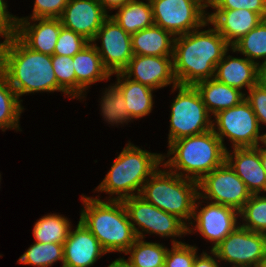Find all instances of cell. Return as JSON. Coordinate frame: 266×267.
<instances>
[{
    "label": "cell",
    "mask_w": 266,
    "mask_h": 267,
    "mask_svg": "<svg viewBox=\"0 0 266 267\" xmlns=\"http://www.w3.org/2000/svg\"><path fill=\"white\" fill-rule=\"evenodd\" d=\"M0 73L18 98L34 92H64L52 67V56L27 47L14 33L0 43Z\"/></svg>",
    "instance_id": "6da1fadb"
},
{
    "label": "cell",
    "mask_w": 266,
    "mask_h": 267,
    "mask_svg": "<svg viewBox=\"0 0 266 267\" xmlns=\"http://www.w3.org/2000/svg\"><path fill=\"white\" fill-rule=\"evenodd\" d=\"M200 29L174 39L173 71L178 85L194 86L213 78L216 65L231 48L215 27Z\"/></svg>",
    "instance_id": "7a4b0ae2"
},
{
    "label": "cell",
    "mask_w": 266,
    "mask_h": 267,
    "mask_svg": "<svg viewBox=\"0 0 266 267\" xmlns=\"http://www.w3.org/2000/svg\"><path fill=\"white\" fill-rule=\"evenodd\" d=\"M83 209L80 220L98 239L106 253H125L136 240L123 201L86 197L82 194Z\"/></svg>",
    "instance_id": "3957f363"
},
{
    "label": "cell",
    "mask_w": 266,
    "mask_h": 267,
    "mask_svg": "<svg viewBox=\"0 0 266 267\" xmlns=\"http://www.w3.org/2000/svg\"><path fill=\"white\" fill-rule=\"evenodd\" d=\"M166 162L162 166L177 175L199 182L205 175L226 162L224 143L213 129L180 138L168 145ZM186 172V173H185Z\"/></svg>",
    "instance_id": "277c9868"
},
{
    "label": "cell",
    "mask_w": 266,
    "mask_h": 267,
    "mask_svg": "<svg viewBox=\"0 0 266 267\" xmlns=\"http://www.w3.org/2000/svg\"><path fill=\"white\" fill-rule=\"evenodd\" d=\"M165 156L142 150L129 141L95 190L117 195L113 198L109 196L108 200L123 201L135 194L140 195L144 183L161 166Z\"/></svg>",
    "instance_id": "5b68a950"
},
{
    "label": "cell",
    "mask_w": 266,
    "mask_h": 267,
    "mask_svg": "<svg viewBox=\"0 0 266 267\" xmlns=\"http://www.w3.org/2000/svg\"><path fill=\"white\" fill-rule=\"evenodd\" d=\"M198 192L197 181L158 168L144 183L140 196L155 207L177 216L187 226H192ZM187 220L190 221L188 224Z\"/></svg>",
    "instance_id": "8992f818"
},
{
    "label": "cell",
    "mask_w": 266,
    "mask_h": 267,
    "mask_svg": "<svg viewBox=\"0 0 266 267\" xmlns=\"http://www.w3.org/2000/svg\"><path fill=\"white\" fill-rule=\"evenodd\" d=\"M172 89V92L178 90V94L171 104L168 145L180 138L211 130L213 128L211 115L196 88L177 85Z\"/></svg>",
    "instance_id": "52a82bcc"
},
{
    "label": "cell",
    "mask_w": 266,
    "mask_h": 267,
    "mask_svg": "<svg viewBox=\"0 0 266 267\" xmlns=\"http://www.w3.org/2000/svg\"><path fill=\"white\" fill-rule=\"evenodd\" d=\"M123 203L136 237L144 239L145 234L150 233L161 237H172V244L182 243L176 241L174 237L185 236L187 225L177 216L155 207L140 195L126 198Z\"/></svg>",
    "instance_id": "ba28073f"
},
{
    "label": "cell",
    "mask_w": 266,
    "mask_h": 267,
    "mask_svg": "<svg viewBox=\"0 0 266 267\" xmlns=\"http://www.w3.org/2000/svg\"><path fill=\"white\" fill-rule=\"evenodd\" d=\"M213 117L212 129L222 143L224 137L229 138L233 148L257 147L260 142H265V134H260L257 117L245 99Z\"/></svg>",
    "instance_id": "9c48e42d"
},
{
    "label": "cell",
    "mask_w": 266,
    "mask_h": 267,
    "mask_svg": "<svg viewBox=\"0 0 266 267\" xmlns=\"http://www.w3.org/2000/svg\"><path fill=\"white\" fill-rule=\"evenodd\" d=\"M154 24L174 37L209 24L203 0H150Z\"/></svg>",
    "instance_id": "30bf717a"
},
{
    "label": "cell",
    "mask_w": 266,
    "mask_h": 267,
    "mask_svg": "<svg viewBox=\"0 0 266 267\" xmlns=\"http://www.w3.org/2000/svg\"><path fill=\"white\" fill-rule=\"evenodd\" d=\"M219 261L233 267H262L266 257V234L239 226L212 249Z\"/></svg>",
    "instance_id": "8fae6325"
},
{
    "label": "cell",
    "mask_w": 266,
    "mask_h": 267,
    "mask_svg": "<svg viewBox=\"0 0 266 267\" xmlns=\"http://www.w3.org/2000/svg\"><path fill=\"white\" fill-rule=\"evenodd\" d=\"M199 199L225 205L240 211L252 196L243 180L225 162L198 182ZM202 191V192H200Z\"/></svg>",
    "instance_id": "7c38bea8"
},
{
    "label": "cell",
    "mask_w": 266,
    "mask_h": 267,
    "mask_svg": "<svg viewBox=\"0 0 266 267\" xmlns=\"http://www.w3.org/2000/svg\"><path fill=\"white\" fill-rule=\"evenodd\" d=\"M197 200H199V195L195 201L192 217L196 224L195 226L193 224L194 228L187 226V234L198 231L206 240L213 242L212 250L239 226L237 222L239 211L213 202H208L199 210V204L202 206V203L200 200L198 203Z\"/></svg>",
    "instance_id": "4fadbf2b"
},
{
    "label": "cell",
    "mask_w": 266,
    "mask_h": 267,
    "mask_svg": "<svg viewBox=\"0 0 266 267\" xmlns=\"http://www.w3.org/2000/svg\"><path fill=\"white\" fill-rule=\"evenodd\" d=\"M98 39L101 40V48L96 45ZM91 43L111 75L121 72L133 57L131 34L125 32L110 16L103 22Z\"/></svg>",
    "instance_id": "5bb4252c"
},
{
    "label": "cell",
    "mask_w": 266,
    "mask_h": 267,
    "mask_svg": "<svg viewBox=\"0 0 266 267\" xmlns=\"http://www.w3.org/2000/svg\"><path fill=\"white\" fill-rule=\"evenodd\" d=\"M121 72L154 90L170 84H173L172 88L178 85L173 71V57L133 55Z\"/></svg>",
    "instance_id": "9a60e30c"
},
{
    "label": "cell",
    "mask_w": 266,
    "mask_h": 267,
    "mask_svg": "<svg viewBox=\"0 0 266 267\" xmlns=\"http://www.w3.org/2000/svg\"><path fill=\"white\" fill-rule=\"evenodd\" d=\"M98 0H69L60 17L62 26L92 42L110 16Z\"/></svg>",
    "instance_id": "2e32d148"
},
{
    "label": "cell",
    "mask_w": 266,
    "mask_h": 267,
    "mask_svg": "<svg viewBox=\"0 0 266 267\" xmlns=\"http://www.w3.org/2000/svg\"><path fill=\"white\" fill-rule=\"evenodd\" d=\"M61 27L60 18L16 19L14 34L31 50L52 56Z\"/></svg>",
    "instance_id": "e0dca14e"
},
{
    "label": "cell",
    "mask_w": 266,
    "mask_h": 267,
    "mask_svg": "<svg viewBox=\"0 0 266 267\" xmlns=\"http://www.w3.org/2000/svg\"><path fill=\"white\" fill-rule=\"evenodd\" d=\"M64 246L62 267H91L106 254L98 239L78 221L76 229H70Z\"/></svg>",
    "instance_id": "ac0fdd59"
},
{
    "label": "cell",
    "mask_w": 266,
    "mask_h": 267,
    "mask_svg": "<svg viewBox=\"0 0 266 267\" xmlns=\"http://www.w3.org/2000/svg\"><path fill=\"white\" fill-rule=\"evenodd\" d=\"M226 162L243 180L251 194L266 192V172L260 159V145L257 147L226 150Z\"/></svg>",
    "instance_id": "d6986e66"
},
{
    "label": "cell",
    "mask_w": 266,
    "mask_h": 267,
    "mask_svg": "<svg viewBox=\"0 0 266 267\" xmlns=\"http://www.w3.org/2000/svg\"><path fill=\"white\" fill-rule=\"evenodd\" d=\"M214 11L208 13V21L231 47L262 22L258 13L247 9Z\"/></svg>",
    "instance_id": "ffe728a7"
},
{
    "label": "cell",
    "mask_w": 266,
    "mask_h": 267,
    "mask_svg": "<svg viewBox=\"0 0 266 267\" xmlns=\"http://www.w3.org/2000/svg\"><path fill=\"white\" fill-rule=\"evenodd\" d=\"M76 75V98H84L83 94L91 84L110 79L111 74L103 66L101 57L95 46L90 42L73 57Z\"/></svg>",
    "instance_id": "44dd1931"
},
{
    "label": "cell",
    "mask_w": 266,
    "mask_h": 267,
    "mask_svg": "<svg viewBox=\"0 0 266 267\" xmlns=\"http://www.w3.org/2000/svg\"><path fill=\"white\" fill-rule=\"evenodd\" d=\"M215 67L214 77L225 85L235 87L242 91L247 87L249 90L252 86L258 84V64L245 58L226 56Z\"/></svg>",
    "instance_id": "7402d4cb"
},
{
    "label": "cell",
    "mask_w": 266,
    "mask_h": 267,
    "mask_svg": "<svg viewBox=\"0 0 266 267\" xmlns=\"http://www.w3.org/2000/svg\"><path fill=\"white\" fill-rule=\"evenodd\" d=\"M194 87L199 92L208 113L213 116L221 110L240 104L247 94L215 78L198 82Z\"/></svg>",
    "instance_id": "603a6c76"
},
{
    "label": "cell",
    "mask_w": 266,
    "mask_h": 267,
    "mask_svg": "<svg viewBox=\"0 0 266 267\" xmlns=\"http://www.w3.org/2000/svg\"><path fill=\"white\" fill-rule=\"evenodd\" d=\"M174 39L170 32L154 24L131 34L133 55L173 57Z\"/></svg>",
    "instance_id": "cb8c5ba5"
},
{
    "label": "cell",
    "mask_w": 266,
    "mask_h": 267,
    "mask_svg": "<svg viewBox=\"0 0 266 267\" xmlns=\"http://www.w3.org/2000/svg\"><path fill=\"white\" fill-rule=\"evenodd\" d=\"M115 74L117 82L112 85L122 93L130 119L142 118L151 113L154 89L129 79L122 72Z\"/></svg>",
    "instance_id": "d4e9b609"
},
{
    "label": "cell",
    "mask_w": 266,
    "mask_h": 267,
    "mask_svg": "<svg viewBox=\"0 0 266 267\" xmlns=\"http://www.w3.org/2000/svg\"><path fill=\"white\" fill-rule=\"evenodd\" d=\"M129 0L116 8L118 10L110 17L127 33L133 34L154 25L153 11L150 0Z\"/></svg>",
    "instance_id": "484cf974"
},
{
    "label": "cell",
    "mask_w": 266,
    "mask_h": 267,
    "mask_svg": "<svg viewBox=\"0 0 266 267\" xmlns=\"http://www.w3.org/2000/svg\"><path fill=\"white\" fill-rule=\"evenodd\" d=\"M168 248L160 243L144 241L136 238L134 244L125 252L130 254L125 259L131 267H164Z\"/></svg>",
    "instance_id": "4316f807"
},
{
    "label": "cell",
    "mask_w": 266,
    "mask_h": 267,
    "mask_svg": "<svg viewBox=\"0 0 266 267\" xmlns=\"http://www.w3.org/2000/svg\"><path fill=\"white\" fill-rule=\"evenodd\" d=\"M68 218L58 214L44 215L33 227L35 242L64 244L72 226Z\"/></svg>",
    "instance_id": "83f0119b"
},
{
    "label": "cell",
    "mask_w": 266,
    "mask_h": 267,
    "mask_svg": "<svg viewBox=\"0 0 266 267\" xmlns=\"http://www.w3.org/2000/svg\"><path fill=\"white\" fill-rule=\"evenodd\" d=\"M16 92L8 80L0 73V129H16L20 131L19 119L23 112Z\"/></svg>",
    "instance_id": "f1b7e54d"
},
{
    "label": "cell",
    "mask_w": 266,
    "mask_h": 267,
    "mask_svg": "<svg viewBox=\"0 0 266 267\" xmlns=\"http://www.w3.org/2000/svg\"><path fill=\"white\" fill-rule=\"evenodd\" d=\"M64 261V246L57 243H33L17 261L19 264L49 267L55 262Z\"/></svg>",
    "instance_id": "f546056e"
},
{
    "label": "cell",
    "mask_w": 266,
    "mask_h": 267,
    "mask_svg": "<svg viewBox=\"0 0 266 267\" xmlns=\"http://www.w3.org/2000/svg\"><path fill=\"white\" fill-rule=\"evenodd\" d=\"M230 49L233 52H240L254 63L259 64L260 62L255 60L261 58L262 62L266 61V25L263 22L259 23Z\"/></svg>",
    "instance_id": "4dcf8cb0"
},
{
    "label": "cell",
    "mask_w": 266,
    "mask_h": 267,
    "mask_svg": "<svg viewBox=\"0 0 266 267\" xmlns=\"http://www.w3.org/2000/svg\"><path fill=\"white\" fill-rule=\"evenodd\" d=\"M104 91L100 102L104 120L111 125L128 123L131 119L122 93L114 85Z\"/></svg>",
    "instance_id": "1f68e13d"
},
{
    "label": "cell",
    "mask_w": 266,
    "mask_h": 267,
    "mask_svg": "<svg viewBox=\"0 0 266 267\" xmlns=\"http://www.w3.org/2000/svg\"><path fill=\"white\" fill-rule=\"evenodd\" d=\"M239 217H242V223L245 221L241 227L266 234V196L252 194L239 211Z\"/></svg>",
    "instance_id": "d6a6232c"
},
{
    "label": "cell",
    "mask_w": 266,
    "mask_h": 267,
    "mask_svg": "<svg viewBox=\"0 0 266 267\" xmlns=\"http://www.w3.org/2000/svg\"><path fill=\"white\" fill-rule=\"evenodd\" d=\"M52 67L58 85L69 95L76 99V75L73 67V57L52 55Z\"/></svg>",
    "instance_id": "836d02e7"
},
{
    "label": "cell",
    "mask_w": 266,
    "mask_h": 267,
    "mask_svg": "<svg viewBox=\"0 0 266 267\" xmlns=\"http://www.w3.org/2000/svg\"><path fill=\"white\" fill-rule=\"evenodd\" d=\"M89 43L90 42L80 34L62 26L54 49V55L74 57Z\"/></svg>",
    "instance_id": "e575fe53"
},
{
    "label": "cell",
    "mask_w": 266,
    "mask_h": 267,
    "mask_svg": "<svg viewBox=\"0 0 266 267\" xmlns=\"http://www.w3.org/2000/svg\"><path fill=\"white\" fill-rule=\"evenodd\" d=\"M197 247L186 243L172 244V249H168L164 267H193Z\"/></svg>",
    "instance_id": "d590c367"
},
{
    "label": "cell",
    "mask_w": 266,
    "mask_h": 267,
    "mask_svg": "<svg viewBox=\"0 0 266 267\" xmlns=\"http://www.w3.org/2000/svg\"><path fill=\"white\" fill-rule=\"evenodd\" d=\"M69 0H35L33 13L29 17H15V19L32 18H60Z\"/></svg>",
    "instance_id": "8d00e7d4"
},
{
    "label": "cell",
    "mask_w": 266,
    "mask_h": 267,
    "mask_svg": "<svg viewBox=\"0 0 266 267\" xmlns=\"http://www.w3.org/2000/svg\"><path fill=\"white\" fill-rule=\"evenodd\" d=\"M214 10H249L263 17L266 0H213L208 6Z\"/></svg>",
    "instance_id": "74e56055"
},
{
    "label": "cell",
    "mask_w": 266,
    "mask_h": 267,
    "mask_svg": "<svg viewBox=\"0 0 266 267\" xmlns=\"http://www.w3.org/2000/svg\"><path fill=\"white\" fill-rule=\"evenodd\" d=\"M249 94L245 96V100L250 104L254 111L259 126L266 124V88L257 84L248 90Z\"/></svg>",
    "instance_id": "f35d334b"
},
{
    "label": "cell",
    "mask_w": 266,
    "mask_h": 267,
    "mask_svg": "<svg viewBox=\"0 0 266 267\" xmlns=\"http://www.w3.org/2000/svg\"><path fill=\"white\" fill-rule=\"evenodd\" d=\"M7 3L0 0V36L7 37L15 31L16 19L7 9Z\"/></svg>",
    "instance_id": "ab89813d"
},
{
    "label": "cell",
    "mask_w": 266,
    "mask_h": 267,
    "mask_svg": "<svg viewBox=\"0 0 266 267\" xmlns=\"http://www.w3.org/2000/svg\"><path fill=\"white\" fill-rule=\"evenodd\" d=\"M210 251L214 258L203 251L200 256L196 255L193 267H219L215 253L212 250Z\"/></svg>",
    "instance_id": "60d3db41"
},
{
    "label": "cell",
    "mask_w": 266,
    "mask_h": 267,
    "mask_svg": "<svg viewBox=\"0 0 266 267\" xmlns=\"http://www.w3.org/2000/svg\"><path fill=\"white\" fill-rule=\"evenodd\" d=\"M100 4L104 7V9L108 12V10H115L118 7L126 4L129 0H98ZM108 9V10H107Z\"/></svg>",
    "instance_id": "b9f144b4"
},
{
    "label": "cell",
    "mask_w": 266,
    "mask_h": 267,
    "mask_svg": "<svg viewBox=\"0 0 266 267\" xmlns=\"http://www.w3.org/2000/svg\"><path fill=\"white\" fill-rule=\"evenodd\" d=\"M258 84L266 88V61L258 64Z\"/></svg>",
    "instance_id": "7bdbcfd3"
},
{
    "label": "cell",
    "mask_w": 266,
    "mask_h": 267,
    "mask_svg": "<svg viewBox=\"0 0 266 267\" xmlns=\"http://www.w3.org/2000/svg\"><path fill=\"white\" fill-rule=\"evenodd\" d=\"M108 267H131V266L123 257V258H118V259L112 261V263L109 264Z\"/></svg>",
    "instance_id": "ee69618b"
},
{
    "label": "cell",
    "mask_w": 266,
    "mask_h": 267,
    "mask_svg": "<svg viewBox=\"0 0 266 267\" xmlns=\"http://www.w3.org/2000/svg\"><path fill=\"white\" fill-rule=\"evenodd\" d=\"M263 145L265 147H263ZM260 159H261V162H262L263 169L266 172V144L265 143H262V145L260 146Z\"/></svg>",
    "instance_id": "f6af8a7d"
},
{
    "label": "cell",
    "mask_w": 266,
    "mask_h": 267,
    "mask_svg": "<svg viewBox=\"0 0 266 267\" xmlns=\"http://www.w3.org/2000/svg\"><path fill=\"white\" fill-rule=\"evenodd\" d=\"M262 22L266 25V11L263 14Z\"/></svg>",
    "instance_id": "bcb514c9"
},
{
    "label": "cell",
    "mask_w": 266,
    "mask_h": 267,
    "mask_svg": "<svg viewBox=\"0 0 266 267\" xmlns=\"http://www.w3.org/2000/svg\"><path fill=\"white\" fill-rule=\"evenodd\" d=\"M203 1L209 6L213 0H203Z\"/></svg>",
    "instance_id": "7dc6e473"
},
{
    "label": "cell",
    "mask_w": 266,
    "mask_h": 267,
    "mask_svg": "<svg viewBox=\"0 0 266 267\" xmlns=\"http://www.w3.org/2000/svg\"><path fill=\"white\" fill-rule=\"evenodd\" d=\"M262 267H266V257H265V259H264V262H263Z\"/></svg>",
    "instance_id": "c3c4849f"
}]
</instances>
